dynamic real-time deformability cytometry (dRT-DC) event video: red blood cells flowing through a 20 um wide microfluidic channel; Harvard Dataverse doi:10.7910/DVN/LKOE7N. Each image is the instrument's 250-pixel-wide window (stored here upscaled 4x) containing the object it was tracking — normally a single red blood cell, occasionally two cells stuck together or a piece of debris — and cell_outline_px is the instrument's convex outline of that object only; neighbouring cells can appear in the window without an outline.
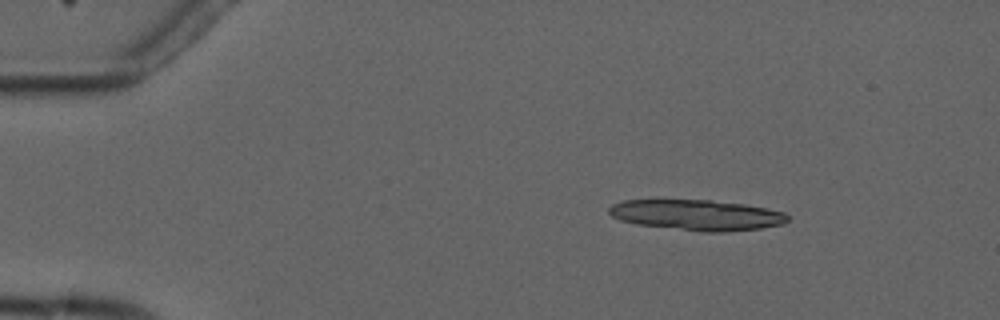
{"species": "common noctule bat (a hibernating species)", "species_latin": "Nyctalus noctula", "temperature_condition": "cold", "stored_images_in_passage": 2, "camera_frame_rate_fps": 3000, "um_per_image_px": 0.085, "animal": {"sex": "male", "forearm_length_mm": 52.5}, "frame": {"image": 1, "passage_image": 1, "time_ms": 0.0, "image_size_px": [1000, 320], "cell_outline_px": [[788, 220], [784, 224], [760, 228], [724, 232], [704, 232], [636, 224], [620, 220], [612, 216], [608, 212], [608, 208], [612, 204], [624, 200], [712, 200], [744, 204], [784, 212], [788, 216]], "centroid_in_image_um": [59.22, 18.28], "position_along_channel_um": 25.8, "area_um2": 31.79}}